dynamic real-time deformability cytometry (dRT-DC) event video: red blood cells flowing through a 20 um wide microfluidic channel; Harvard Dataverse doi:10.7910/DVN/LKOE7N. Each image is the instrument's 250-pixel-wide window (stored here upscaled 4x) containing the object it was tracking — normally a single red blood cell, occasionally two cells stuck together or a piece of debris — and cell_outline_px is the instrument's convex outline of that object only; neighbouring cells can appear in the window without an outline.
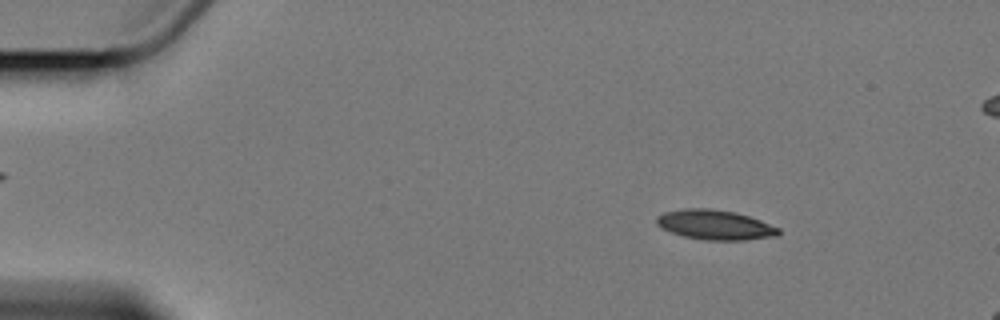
{"species": "Egyptian fruit bat (a non-hibernating species)", "species_latin": "Rousettus aegyptiacus", "temperature_condition": "cold", "stored_images_in_passage": 11, "camera_frame_rate_fps": 3000, "um_per_image_px": 0.085, "animal": {"sex": "female"}, "frame": {"image": 1, "passage_image": 2, "time_ms": 1.333, "image_size_px": [1000, 320], "cell_outline_px": [[780, 236], [744, 240], [704, 240], [684, 236], [660, 228], [656, 224], [656, 216], [664, 212], [684, 208], [708, 208], [736, 212], [760, 220], [780, 228]], "centroid_in_image_um": [60.78, 19.11], "position_along_channel_um": 24.2, "area_um2": 21.33}}
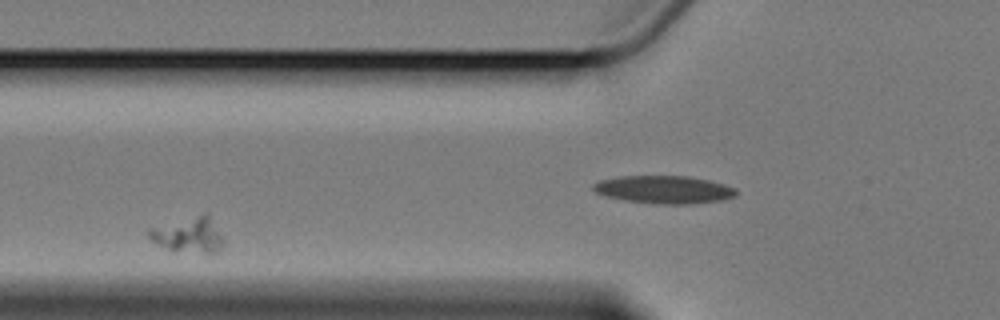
{"frame": {"image": 2, "passage_image": 4, "time_ms": 5.0, "image_size_px": [1000, 320], "cell_outline_px": [[224, 244], [216, 252], [204, 252], [168, 248], [156, 244], [148, 236], [148, 228], [204, 212], [208, 212], [224, 236]], "centroid_in_image_um": [16.08, 19.9], "position_along_channel_um": 109.7, "area_um2": 15.37}}
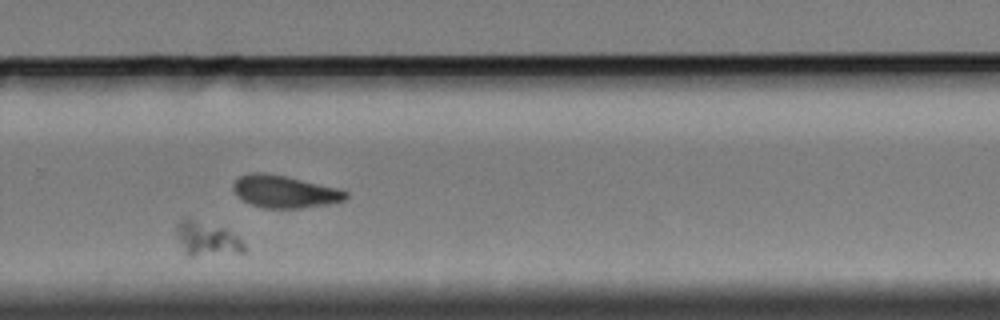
{"frame": {"image": 3, "passage_image": 10, "time_ms": 12.0, "image_size_px": [1000, 320], "cell_outline_px": [[244, 252], [192, 256], [184, 256], [176, 236], [176, 224], [184, 216], [188, 216], [224, 228], [236, 236], [244, 244]], "centroid_in_image_um": [17.48, 20.27], "position_along_channel_um": 312.3, "area_um2": 13.76}}